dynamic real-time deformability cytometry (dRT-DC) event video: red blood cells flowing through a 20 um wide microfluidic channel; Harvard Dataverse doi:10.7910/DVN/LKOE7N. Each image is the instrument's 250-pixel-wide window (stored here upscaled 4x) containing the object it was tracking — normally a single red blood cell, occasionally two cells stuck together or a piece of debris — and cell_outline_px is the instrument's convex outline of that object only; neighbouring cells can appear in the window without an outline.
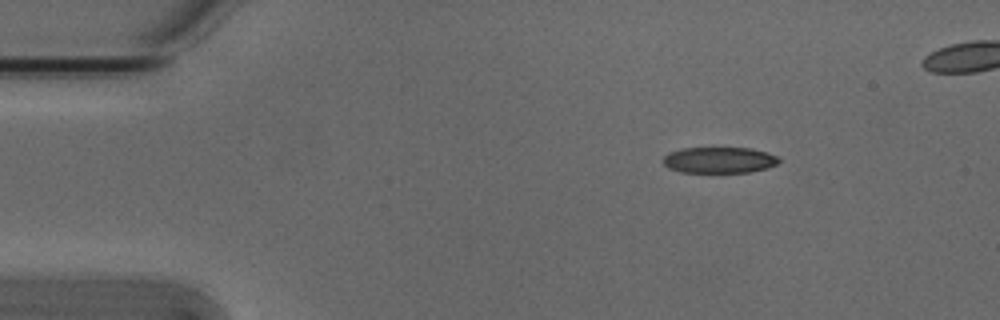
{"species": "Egyptian fruit bat (a non-hibernating species)", "species_latin": "Rousettus aegyptiacus", "temperature_condition": "cold", "stored_images_in_passage": 4, "camera_frame_rate_fps": 3000, "um_per_image_px": 0.085, "animal": {"sex": "male"}, "frame": {"image": 1, "passage_image": 1, "time_ms": 0.0, "image_size_px": [1000, 320], "cell_outline_px": [[780, 160], [776, 164], [768, 168], [748, 172], [680, 172], [668, 168], [664, 164], [664, 156], [680, 148], [752, 148], [768, 152], [776, 156]], "centroid_in_image_um": [61.15, 13.6], "position_along_channel_um": 23.9, "area_um2": 17.51}}